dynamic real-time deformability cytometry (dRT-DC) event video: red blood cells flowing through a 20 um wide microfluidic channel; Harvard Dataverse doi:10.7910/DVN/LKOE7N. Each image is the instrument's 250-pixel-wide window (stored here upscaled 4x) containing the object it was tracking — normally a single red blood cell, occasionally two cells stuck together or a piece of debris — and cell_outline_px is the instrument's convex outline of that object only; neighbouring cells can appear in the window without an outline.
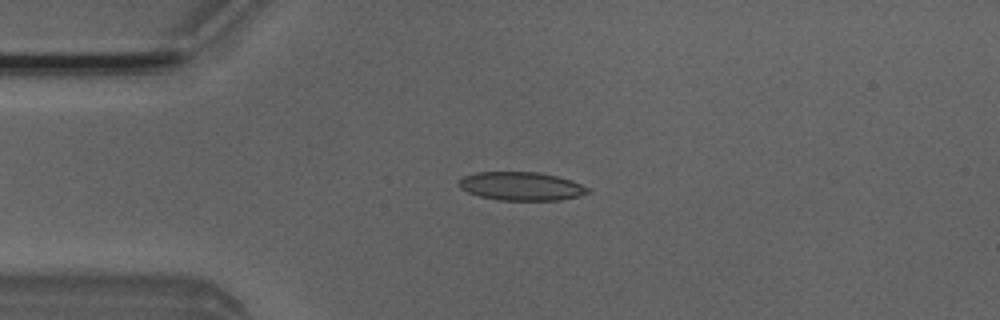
{"species": "Egyptian fruit bat (a non-hibernating species)", "species_latin": "Rousettus aegyptiacus", "temperature_condition": "room temperature", "stored_images_in_passage": 6, "camera_frame_rate_fps": 3000, "um_per_image_px": 0.085, "animal": {"sex": "male"}, "frame": {"image": 1, "passage_image": 4, "time_ms": 1.0, "image_size_px": [1000, 320], "cell_outline_px": [[592, 192], [580, 196], [560, 200], [496, 200], [480, 196], [468, 192], [460, 188], [456, 184], [464, 176], [476, 172], [536, 172], [556, 176], [580, 184], [588, 188]], "centroid_in_image_um": [44.28, 15.83], "position_along_channel_um": 40.7, "area_um2": 21.33}}